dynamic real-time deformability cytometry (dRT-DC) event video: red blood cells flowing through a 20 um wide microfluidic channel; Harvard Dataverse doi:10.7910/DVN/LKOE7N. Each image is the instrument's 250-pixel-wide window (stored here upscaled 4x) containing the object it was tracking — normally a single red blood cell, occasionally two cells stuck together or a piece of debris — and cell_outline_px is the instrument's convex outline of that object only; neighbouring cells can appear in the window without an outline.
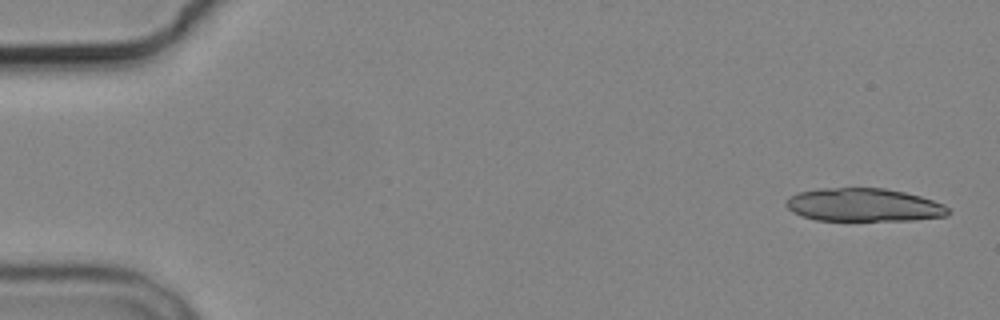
{"species": "common noctule bat (a hibernating species)", "species_latin": "Nyctalus noctula", "temperature_condition": "cold", "stored_images_in_passage": 4, "camera_frame_rate_fps": 3000, "um_per_image_px": 0.085, "animal": {"sex": "male", "body_mass_g": 19.2, "forearm_length_mm": 51.8}, "frame": {"image": 1, "passage_image": 1, "time_ms": 0.0, "image_size_px": [1000, 320], "cell_outline_px": [[948, 216], [912, 220], [816, 220], [800, 216], [792, 212], [784, 204], [784, 200], [788, 196], [800, 192], [820, 188], [884, 188], [904, 192], [920, 196], [944, 204], [948, 208]], "centroid_in_image_um": [73.37, 17.42], "position_along_channel_um": 11.6, "area_um2": 31.44}}